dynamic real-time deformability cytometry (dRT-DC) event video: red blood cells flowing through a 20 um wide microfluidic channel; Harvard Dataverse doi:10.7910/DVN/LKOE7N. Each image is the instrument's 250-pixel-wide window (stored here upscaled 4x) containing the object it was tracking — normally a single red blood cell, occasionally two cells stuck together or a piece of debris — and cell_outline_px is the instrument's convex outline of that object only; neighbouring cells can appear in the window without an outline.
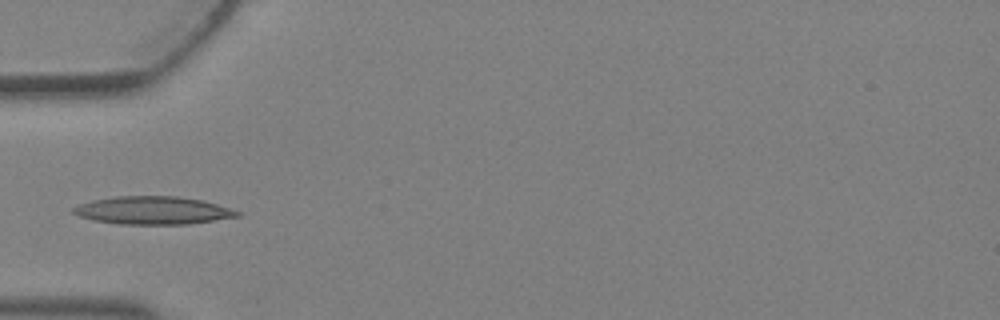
{"species": "Egyptian fruit bat (a non-hibernating species)", "species_latin": "Rousettus aegyptiacus", "temperature_condition": "warm", "stored_images_in_passage": 5, "camera_frame_rate_fps": 3000, "um_per_image_px": 0.085, "animal": {"sex": "female"}, "frame": {"image": 1, "passage_image": 5, "time_ms": 1.333, "image_size_px": [1000, 320], "cell_outline_px": [[240, 216], [188, 224], [116, 224], [92, 220], [80, 216], [72, 212], [72, 208], [80, 204], [92, 200], [116, 196], [176, 196], [204, 200], [240, 212]], "centroid_in_image_um": [12.97, 17.88], "position_along_channel_um": 72.0, "area_um2": 26.59}}